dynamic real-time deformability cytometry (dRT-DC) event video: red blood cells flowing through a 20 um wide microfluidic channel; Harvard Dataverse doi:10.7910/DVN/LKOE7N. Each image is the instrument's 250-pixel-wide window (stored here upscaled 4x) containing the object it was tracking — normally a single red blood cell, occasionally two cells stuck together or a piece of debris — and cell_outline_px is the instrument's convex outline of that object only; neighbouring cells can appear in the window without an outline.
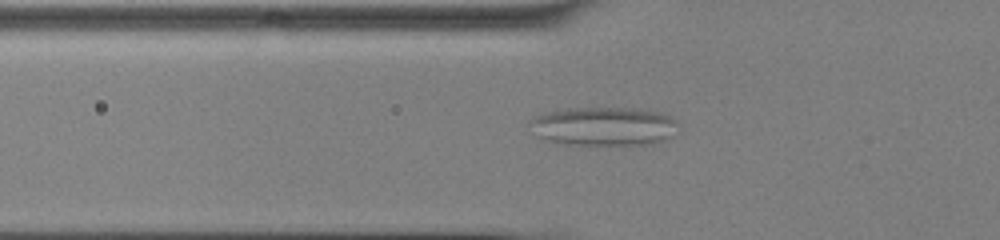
{"species": "common noctule bat (a hibernating species)", "species_latin": "Nyctalus noctula", "temperature_condition": "cold", "stored_images_in_passage": 53, "camera_frame_rate_fps": 3000, "um_per_image_px": 0.085, "animal": {"sex": "male", "body_mass_g": 13.0, "forearm_length_mm": 53.1}, "frame": {"image": 1, "passage_image": 19, "time_ms": 6.0, "image_size_px": [1000, 240], "cell_outline_px": [[676, 124], [672, 136], [652, 144], [556, 144], [536, 136], [528, 124], [528, 120], [544, 112], [568, 108], [640, 108], [664, 112], [676, 120]], "centroid_in_image_um": [51.27, 10.72], "position_along_channel_um": 74.5, "area_um2": 33.81}}
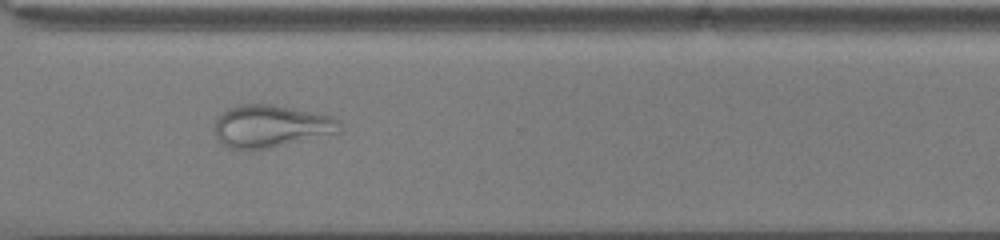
{"frame": {"image": 2, "passage_image": 40, "time_ms": 13.0, "image_size_px": [1000, 240], "cell_outline_px": [[340, 132], [268, 148], [232, 148], [224, 144], [216, 136], [212, 128], [216, 116], [220, 112], [236, 104], [272, 104], [332, 116], [340, 120]], "centroid_in_image_um": [22.98, 10.69], "position_along_channel_um": 347.6, "area_um2": 30.81}}
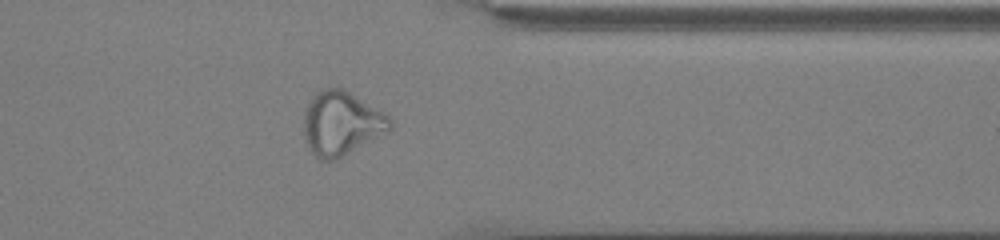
{"frame": {"image": 3, "passage_image": 43, "time_ms": 14.0, "image_size_px": [1000, 240], "cell_outline_px": [[392, 128], [388, 132], [332, 160], [320, 160], [308, 148], [304, 140], [304, 112], [312, 96], [316, 92], [324, 88], [344, 88], [388, 116], [392, 120]], "centroid_in_image_um": [28.99, 10.47], "position_along_channel_um": 382.4, "area_um2": 31.73}}